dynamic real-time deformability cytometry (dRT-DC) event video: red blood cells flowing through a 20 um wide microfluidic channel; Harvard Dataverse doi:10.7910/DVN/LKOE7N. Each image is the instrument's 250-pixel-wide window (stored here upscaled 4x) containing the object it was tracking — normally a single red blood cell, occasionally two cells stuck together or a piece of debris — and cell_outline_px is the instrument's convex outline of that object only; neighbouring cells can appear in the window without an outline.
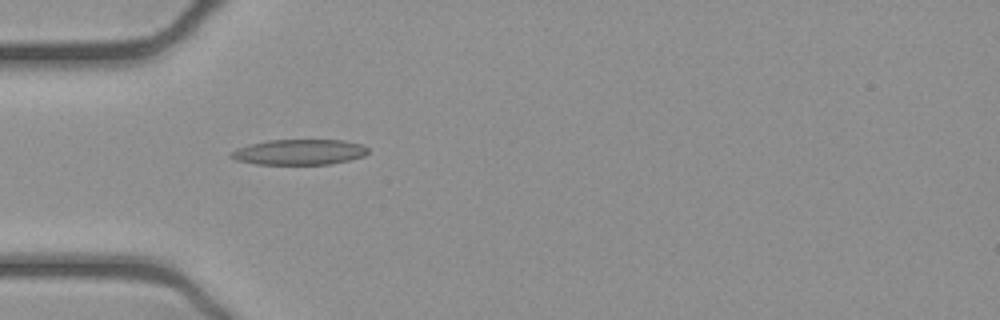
{"species": "common noctule bat (a hibernating species)", "species_latin": "Nyctalus noctula", "temperature_condition": "cold", "stored_images_in_passage": 37, "camera_frame_rate_fps": 3000, "um_per_image_px": 0.085, "animal": {"sex": "female", "body_mass_g": 21.9}, "frame": {"image": 1, "passage_image": 1, "time_ms": 0.0, "image_size_px": [1000, 320], "cell_outline_px": [[368, 152], [364, 156], [348, 160], [328, 164], [256, 164], [236, 160], [228, 156], [228, 152], [236, 148], [248, 144], [268, 140], [344, 140], [360, 144], [368, 148]], "centroid_in_image_um": [25.37, 12.92], "position_along_channel_um": 59.6, "area_um2": 20.4}}
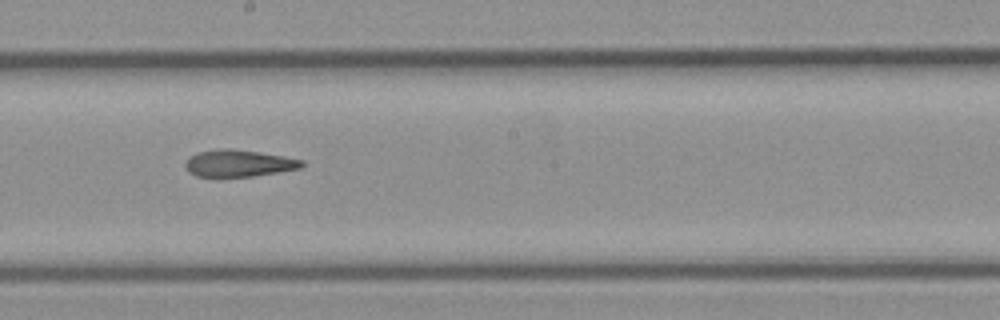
{"frame": {"image": 2, "passage_image": 14, "time_ms": 4.333, "image_size_px": [1000, 320], "cell_outline_px": [[304, 164], [300, 168], [280, 172], [252, 176], [216, 180], [196, 176], [188, 172], [184, 164], [188, 156], [196, 152], [220, 148], [232, 148], [260, 152], [284, 156], [304, 160]], "centroid_in_image_um": [20.2, 13.91], "position_along_channel_um": 228.0, "area_um2": 19.25}}
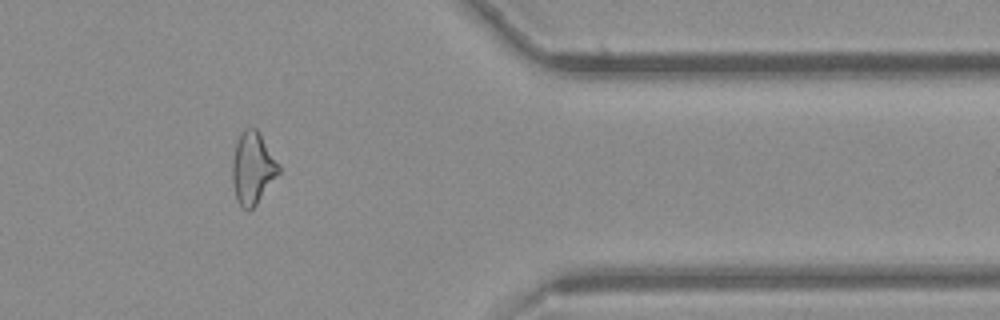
{"frame": {"image": 3, "passage_image": 28, "time_ms": 9.0, "image_size_px": [1000, 320], "cell_outline_px": [[280, 172], [256, 204], [248, 212], [236, 200], [232, 184], [232, 160], [236, 144], [244, 128], [256, 128], [260, 132], [280, 164]], "centroid_in_image_um": [21.48, 14.28], "position_along_channel_um": 389.9, "area_um2": 19.54}, "authors_computed_cell_mechanics": {"area_um2": 19.2474, "velocity_mm_per_s": 3.9285, "shape_relaxation_time_tau1_ms": null, "shape_relaxation_time_tau2_ms": 6.1015, "deformation_change_tau1": null, "deformation_change_tau2": 0.1732}}